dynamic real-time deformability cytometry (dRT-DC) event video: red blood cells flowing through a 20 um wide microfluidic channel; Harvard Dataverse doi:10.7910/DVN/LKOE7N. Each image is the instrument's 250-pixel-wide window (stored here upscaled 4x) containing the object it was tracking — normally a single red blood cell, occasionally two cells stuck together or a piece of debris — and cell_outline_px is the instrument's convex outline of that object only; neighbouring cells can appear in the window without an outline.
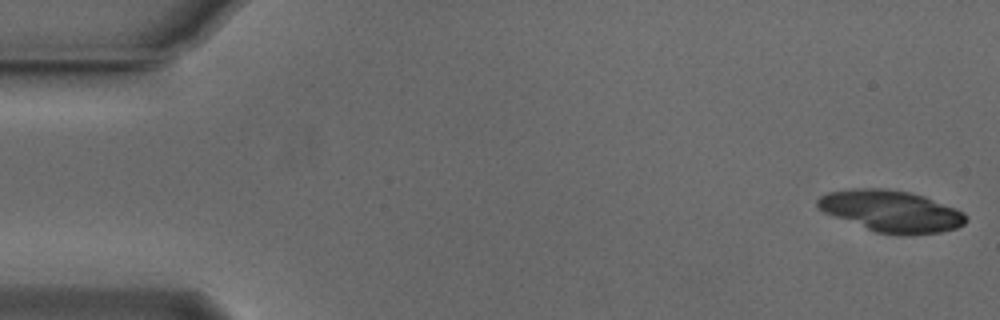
{"species": "Egyptian fruit bat (a non-hibernating species)", "species_latin": "Rousettus aegyptiacus", "temperature_condition": "cold", "stored_images_in_passage": 32, "camera_frame_rate_fps": 3000, "um_per_image_px": 0.085, "animal": {"sex": "male"}, "frame": {"image": 1, "passage_image": 1, "time_ms": 0.0, "image_size_px": [1000, 320], "cell_outline_px": [[968, 220], [964, 224], [956, 228], [940, 232], [912, 236], [900, 236], [876, 232], [824, 212], [816, 204], [816, 200], [820, 196], [828, 192], [852, 188], [880, 188], [908, 192], [924, 196], [956, 208], [964, 212], [968, 216]], "centroid_in_image_um": [75.79, 17.96], "position_along_channel_um": 9.2, "area_um2": 36.07}}
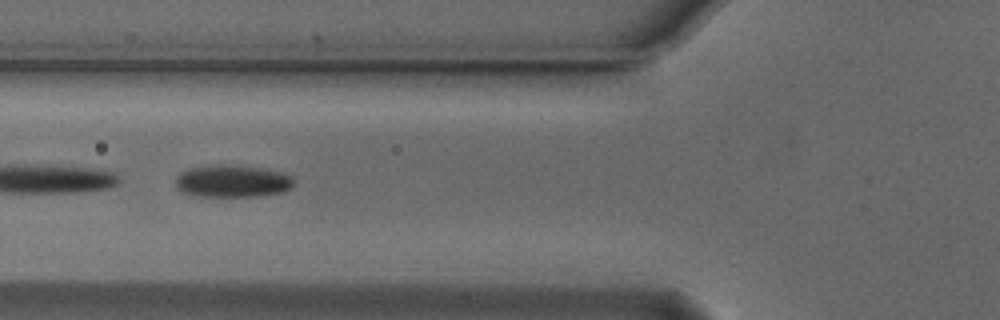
{"frame": {"image": 2, "passage_image": 20, "time_ms": 6.333, "image_size_px": [1000, 320], "cell_outline_px": [[296, 180], [292, 188], [284, 192], [260, 196], [196, 196], [180, 192], [176, 188], [176, 176], [180, 172], [188, 168], [216, 164], [220, 164], [264, 168], [284, 172], [292, 176]], "centroid_in_image_um": [19.78, 15.39], "position_along_channel_um": 106.0, "area_um2": 22.77}}
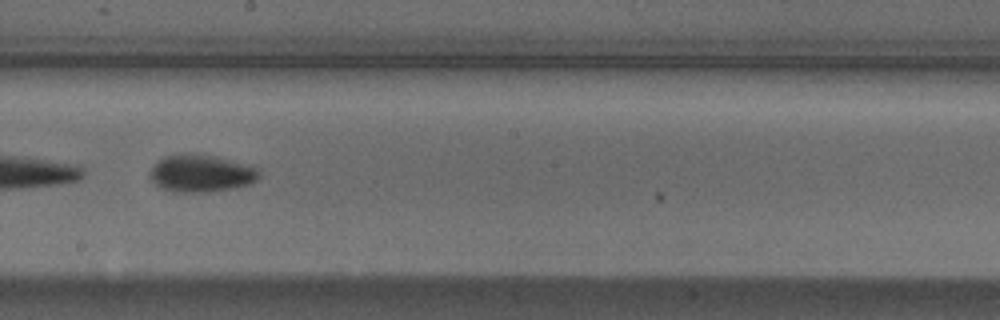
{"frame": {"image": 3, "passage_image": 30, "time_ms": 9.667, "image_size_px": [1000, 320], "cell_outline_px": [[260, 176], [252, 184], [236, 188], [208, 192], [172, 192], [160, 188], [148, 176], [152, 168], [164, 156], [180, 152], [188, 152], [216, 156], [252, 164], [260, 168]], "centroid_in_image_um": [17.15, 14.72], "position_along_channel_um": 231.0, "area_um2": 24.57}}